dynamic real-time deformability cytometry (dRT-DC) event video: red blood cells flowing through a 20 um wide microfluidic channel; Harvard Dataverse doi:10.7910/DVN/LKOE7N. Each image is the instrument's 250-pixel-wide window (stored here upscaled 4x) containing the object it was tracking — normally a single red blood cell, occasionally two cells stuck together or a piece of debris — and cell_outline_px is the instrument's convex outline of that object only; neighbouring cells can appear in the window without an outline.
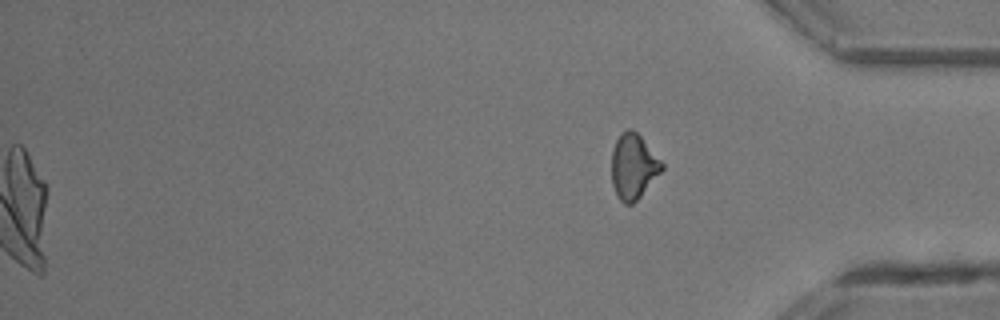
{"species": "common noctule bat (a hibernating species)", "species_latin": "Nyctalus noctula", "temperature_condition": "room temperature", "stored_images_in_passage": 38, "camera_frame_rate_fps": 3000, "um_per_image_px": 0.085, "animal": {"sex": "male", "body_mass_g": 13.3}, "frame": {"image": 1, "passage_image": 38, "time_ms": 12.333, "image_size_px": [1000, 320], "cell_outline_px": [[664, 168], [640, 196], [632, 204], [624, 204], [620, 200], [612, 184], [612, 148], [620, 132], [628, 128], [632, 128], [640, 136], [664, 164]], "centroid_in_image_um": [53.82, 14.12], "position_along_channel_um": 381.4, "area_um2": 18.9}}